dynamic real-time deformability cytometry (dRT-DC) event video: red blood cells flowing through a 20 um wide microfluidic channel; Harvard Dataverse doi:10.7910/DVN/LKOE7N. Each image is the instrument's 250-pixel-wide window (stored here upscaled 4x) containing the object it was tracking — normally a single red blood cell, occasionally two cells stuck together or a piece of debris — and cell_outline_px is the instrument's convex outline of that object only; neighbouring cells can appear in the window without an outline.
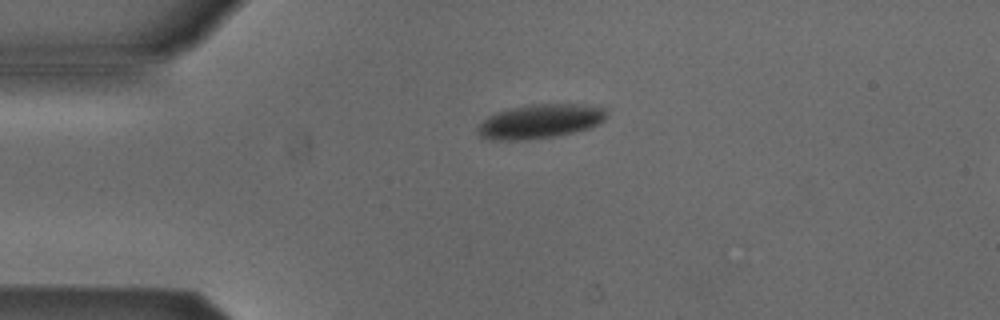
{"species": "Egyptian fruit bat (a non-hibernating species)", "species_latin": "Rousettus aegyptiacus", "temperature_condition": "cold", "stored_images_in_passage": 3, "segment_of_instrument_passage": [1, 2], "camera_frame_rate_fps": 3000, "um_per_image_px": 0.085, "animal": {"sex": "male"}, "frame": {"image": 1, "passage_image": 1, "time_ms": 0.0, "image_size_px": [1000, 320], "cell_outline_px": [[608, 116], [600, 124], [588, 128], [556, 136], [528, 140], [492, 140], [480, 136], [480, 124], [488, 116], [496, 112], [512, 108], [532, 104], [580, 104], [604, 108], [608, 112]], "centroid_in_image_um": [45.96, 10.31], "position_along_channel_um": 39.0, "area_um2": 25.49}}